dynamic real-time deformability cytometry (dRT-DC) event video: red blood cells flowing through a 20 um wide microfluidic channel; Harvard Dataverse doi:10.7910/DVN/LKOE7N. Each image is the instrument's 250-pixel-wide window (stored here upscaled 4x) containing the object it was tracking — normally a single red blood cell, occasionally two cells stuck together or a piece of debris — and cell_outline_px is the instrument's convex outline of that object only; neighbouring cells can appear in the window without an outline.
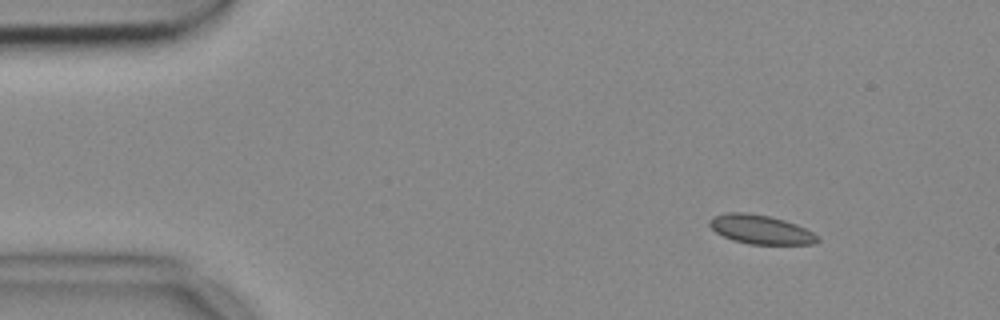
{"species": "common noctule bat (a hibernating species)", "species_latin": "Nyctalus noctula", "temperature_condition": "cold", "stored_images_in_passage": 3, "camera_frame_rate_fps": 3000, "um_per_image_px": 0.085, "animal": {"sex": "female", "body_mass_g": 18.4}, "frame": {"image": 1, "passage_image": 1, "time_ms": 0.0, "image_size_px": [1000, 320], "cell_outline_px": [[820, 240], [816, 244], [748, 244], [732, 240], [716, 232], [708, 224], [708, 220], [716, 216], [728, 212], [748, 212], [768, 216], [784, 220], [796, 224], [820, 236]], "centroid_in_image_um": [64.67, 19.51], "position_along_channel_um": 20.3, "area_um2": 18.26}}